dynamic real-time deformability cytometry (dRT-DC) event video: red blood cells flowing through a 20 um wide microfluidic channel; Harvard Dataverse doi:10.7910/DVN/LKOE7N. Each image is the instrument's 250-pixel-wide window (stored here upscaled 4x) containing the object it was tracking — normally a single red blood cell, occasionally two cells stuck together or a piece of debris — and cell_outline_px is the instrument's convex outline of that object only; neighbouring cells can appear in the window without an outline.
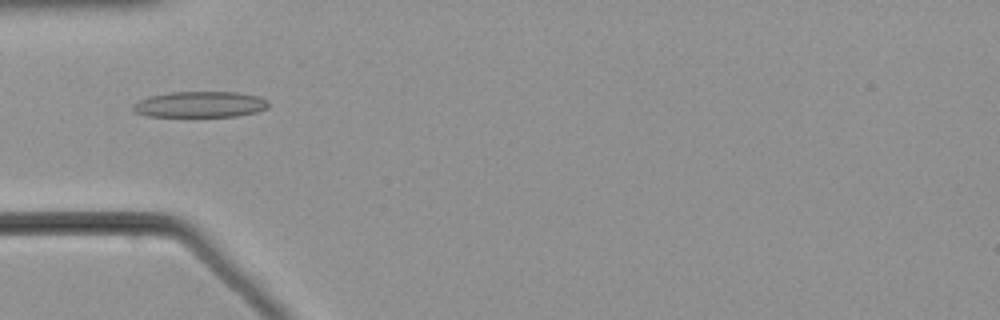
{"species": "common noctule bat (a hibernating species)", "species_latin": "Nyctalus noctula", "temperature_condition": "warm", "stored_images_in_passage": 46, "camera_frame_rate_fps": 3000, "um_per_image_px": 0.085, "animal": {"sex": "male", "body_mass_g": 21.5, "forearm_length_mm": 52.0}, "frame": {"image": 1, "passage_image": 10, "time_ms": 3.0, "image_size_px": [1000, 320], "cell_outline_px": [[268, 108], [256, 112], [236, 116], [148, 116], [136, 112], [132, 108], [132, 104], [140, 100], [152, 96], [172, 92], [236, 92], [260, 96], [268, 100]], "centroid_in_image_um": [17.05, 8.87], "position_along_channel_um": 67.9, "area_um2": 20.35}}
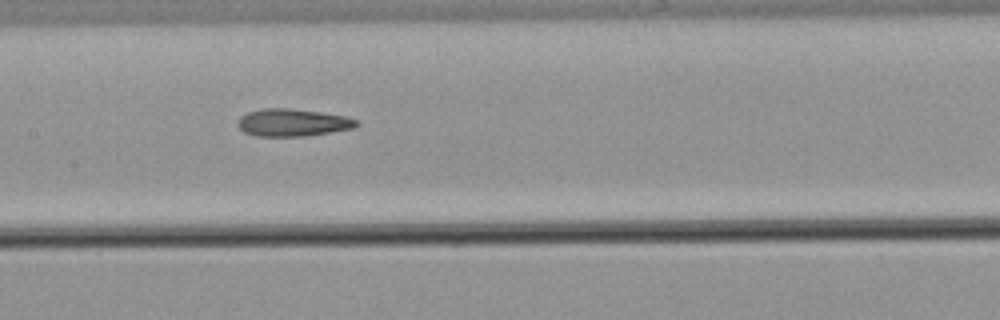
{"frame": {"image": 2, "passage_image": 19, "time_ms": 6.0, "image_size_px": [1000, 320], "cell_outline_px": [[360, 124], [352, 128], [304, 136], [256, 136], [244, 132], [236, 124], [240, 116], [248, 112], [264, 108], [292, 108], [320, 112], [344, 116], [356, 120]], "centroid_in_image_um": [24.82, 10.41], "position_along_channel_um": 182.6, "area_um2": 18.84}}
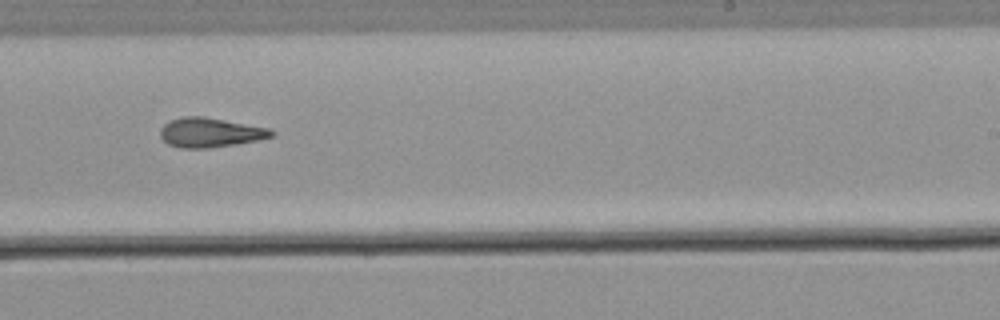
{"frame": {"image": 3, "passage_image": 26, "time_ms": 8.333, "image_size_px": [1000, 320], "cell_outline_px": [[276, 132], [272, 136], [256, 140], [236, 144], [208, 148], [180, 148], [168, 144], [160, 136], [160, 128], [168, 120], [184, 116], [200, 116], [272, 128]], "centroid_in_image_um": [17.85, 11.26], "position_along_channel_um": 271.1, "area_um2": 19.13}}